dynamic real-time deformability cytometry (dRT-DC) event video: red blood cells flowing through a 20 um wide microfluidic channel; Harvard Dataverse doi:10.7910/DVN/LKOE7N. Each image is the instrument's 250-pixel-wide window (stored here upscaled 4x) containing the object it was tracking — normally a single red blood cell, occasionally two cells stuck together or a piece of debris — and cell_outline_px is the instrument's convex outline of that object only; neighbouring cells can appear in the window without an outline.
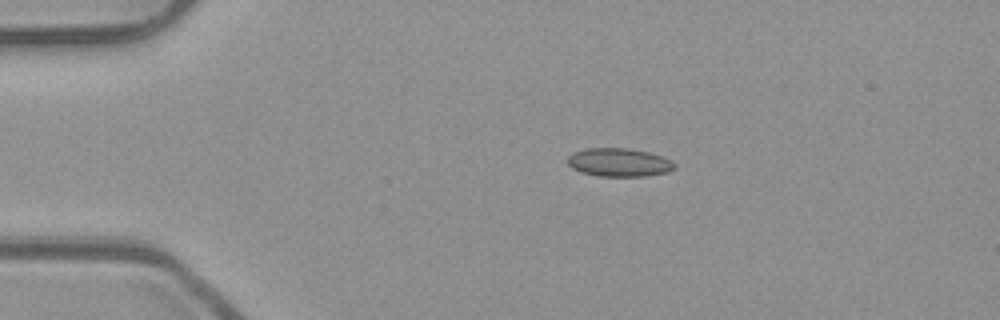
{"species": "common noctule bat (a hibernating species)", "species_latin": "Nyctalus noctula", "temperature_condition": "room temperature", "stored_images_in_passage": 23, "camera_frame_rate_fps": 3000, "um_per_image_px": 0.085, "animal": {"sex": "male", "body_mass_g": 23.1, "forearm_length_mm": 52.7}, "frame": {"image": 1, "passage_image": 1, "time_ms": 0.0, "image_size_px": [1000, 320], "cell_outline_px": [[676, 168], [668, 172], [644, 176], [596, 176], [580, 172], [572, 168], [568, 164], [568, 156], [572, 152], [588, 148], [624, 148], [648, 152], [672, 160], [676, 164]], "centroid_in_image_um": [52.61, 13.81], "position_along_channel_um": 32.4, "area_um2": 17.74}}
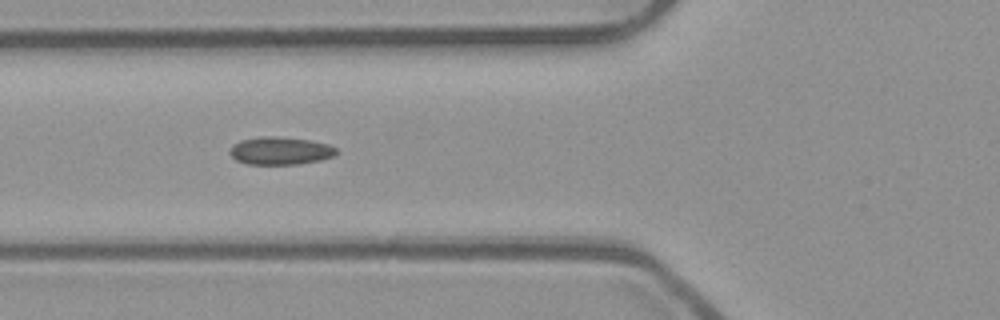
{"frame": {"image": 2, "passage_image": 10, "time_ms": 3.0, "image_size_px": [1000, 320], "cell_outline_px": [[336, 152], [332, 156], [320, 160], [296, 164], [248, 164], [236, 160], [228, 152], [232, 144], [240, 140], [264, 136], [276, 136], [308, 140], [328, 144], [336, 148]], "centroid_in_image_um": [23.77, 12.81], "position_along_channel_um": 102.0, "area_um2": 17.11}}
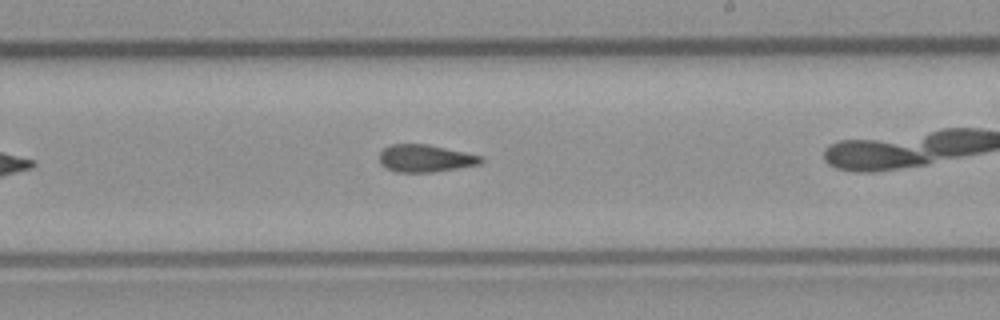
{"frame": {"image": 3, "passage_image": 18, "time_ms": 5.667, "image_size_px": [1000, 320], "cell_outline_px": [[484, 160], [480, 164], [432, 172], [396, 172], [380, 164], [380, 152], [384, 148], [392, 144], [428, 144], [464, 152], [480, 156]], "centroid_in_image_um": [36.13, 13.46], "position_along_channel_um": 252.9, "area_um2": 16.01}}